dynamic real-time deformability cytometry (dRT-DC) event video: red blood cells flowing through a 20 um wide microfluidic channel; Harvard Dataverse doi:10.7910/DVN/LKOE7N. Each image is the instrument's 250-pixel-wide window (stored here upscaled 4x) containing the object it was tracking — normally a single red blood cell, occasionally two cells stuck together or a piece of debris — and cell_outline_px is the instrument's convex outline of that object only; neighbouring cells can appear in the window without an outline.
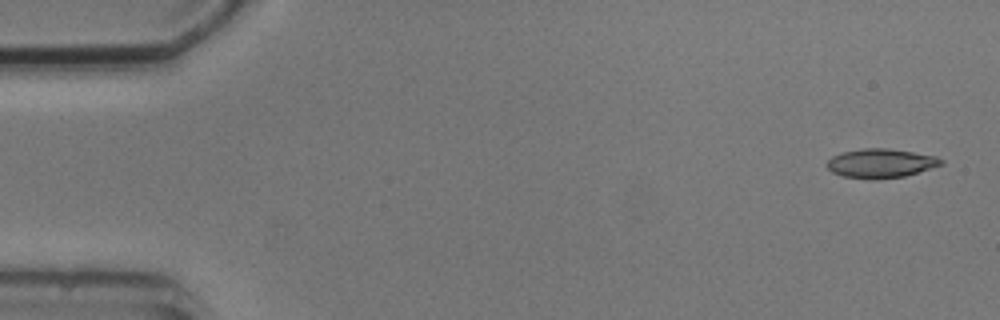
{"species": "common noctule bat (a hibernating species)", "species_latin": "Nyctalus noctula", "temperature_condition": "cold", "stored_images_in_passage": 4, "camera_frame_rate_fps": 3000, "um_per_image_px": 0.085, "animal": {"sex": "male", "body_mass_g": 20.5, "forearm_length_mm": 52.5}, "frame": {"image": 1, "passage_image": 1, "time_ms": 0.0, "image_size_px": [1000, 320], "cell_outline_px": [[944, 164], [904, 176], [876, 180], [868, 180], [844, 176], [832, 172], [824, 164], [832, 156], [844, 152], [864, 148], [884, 148], [912, 152], [936, 156], [944, 160]], "centroid_in_image_um": [74.85, 13.89], "position_along_channel_um": 10.2, "area_um2": 19.36}}
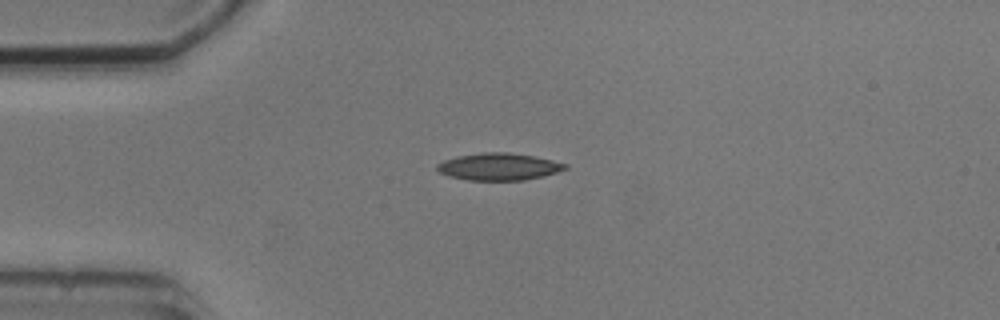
{"frame": {"image": 2, "passage_image": 4, "time_ms": 3.667, "image_size_px": [1000, 320], "cell_outline_px": [[568, 168], [544, 176], [524, 180], [468, 180], [448, 176], [440, 172], [436, 168], [436, 164], [444, 160], [456, 156], [484, 152], [508, 152], [532, 156], [552, 160], [568, 164]], "centroid_in_image_um": [42.38, 14.16], "position_along_channel_um": 42.6, "area_um2": 20.23}}